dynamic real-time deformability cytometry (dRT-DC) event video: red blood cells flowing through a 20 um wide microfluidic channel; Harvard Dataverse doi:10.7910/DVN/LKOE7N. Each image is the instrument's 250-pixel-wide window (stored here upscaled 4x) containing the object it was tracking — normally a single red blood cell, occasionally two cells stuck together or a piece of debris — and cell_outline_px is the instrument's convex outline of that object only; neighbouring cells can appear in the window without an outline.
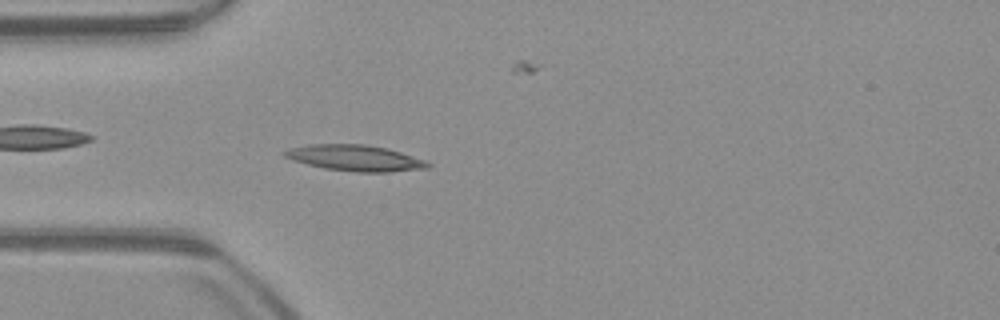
{"species": "common noctule bat (a hibernating species)", "species_latin": "Nyctalus noctula", "temperature_condition": "warm", "stored_images_in_passage": 52, "camera_frame_rate_fps": 3000, "um_per_image_px": 0.085, "animal": {"sex": "male", "body_mass_g": 23.1, "forearm_length_mm": 52.7}, "frame": {"image": 1, "passage_image": 14, "time_ms": 4.333, "image_size_px": [1000, 320], "cell_outline_px": [[432, 164], [428, 168], [388, 172], [356, 172], [324, 168], [292, 160], [284, 156], [280, 152], [288, 148], [308, 144], [368, 144], [388, 148], [428, 160]], "centroid_in_image_um": [30.2, 13.42], "position_along_channel_um": 54.8, "area_um2": 22.02}}
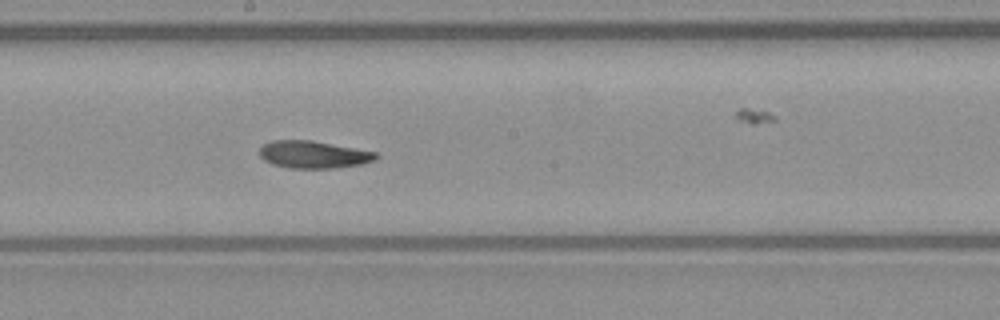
{"frame": {"image": 2, "passage_image": 27, "time_ms": 8.667, "image_size_px": [1000, 320], "cell_outline_px": [[380, 156], [376, 160], [360, 164], [336, 168], [288, 168], [272, 164], [264, 160], [260, 156], [260, 148], [264, 144], [272, 140], [312, 140], [376, 152]], "centroid_in_image_um": [26.65, 13.14], "position_along_channel_um": 221.5, "area_um2": 18.61}}
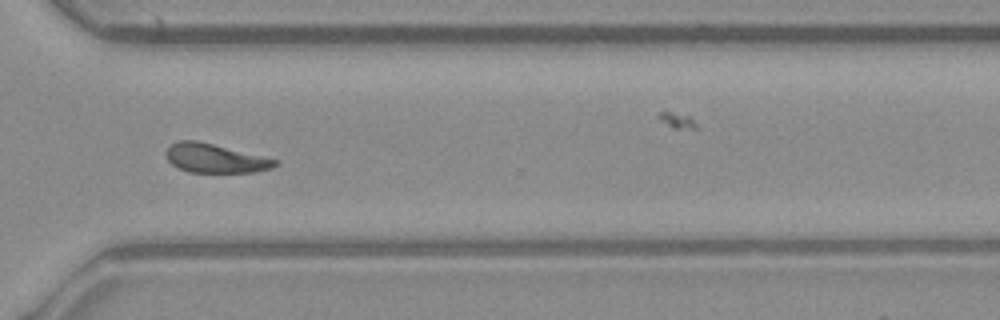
{"frame": {"image": 3, "passage_image": 37, "time_ms": 12.0, "image_size_px": [1000, 320], "cell_outline_px": [[276, 164], [272, 168], [252, 172], [188, 172], [172, 164], [168, 160], [164, 152], [172, 144], [180, 140], [196, 140], [264, 156], [276, 160]], "centroid_in_image_um": [18.25, 13.45], "position_along_channel_um": 352.3, "area_um2": 18.15}, "authors_computed_cell_mechanics": {"area_um2": 18.9873, "velocity_mm_per_s": 3.9266, "shape_relaxation_time_tau1_ms": 10.2209, "shape_relaxation_time_tau2_ms": null, "deformation_change_tau1": 0.2638, "deformation_change_tau2": null}}